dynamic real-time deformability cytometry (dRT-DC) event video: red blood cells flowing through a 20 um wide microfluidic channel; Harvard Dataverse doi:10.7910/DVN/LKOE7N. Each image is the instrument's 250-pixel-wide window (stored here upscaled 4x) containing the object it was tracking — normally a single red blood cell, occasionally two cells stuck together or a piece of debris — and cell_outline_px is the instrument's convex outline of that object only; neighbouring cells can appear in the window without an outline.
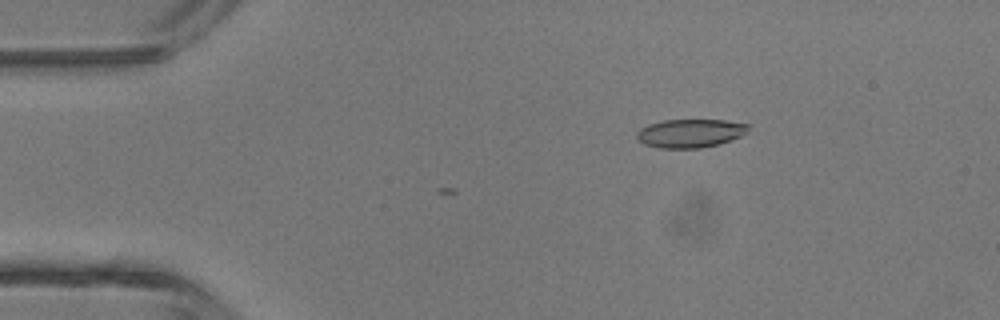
{"species": "common noctule bat (a hibernating species)", "species_latin": "Nyctalus noctula", "temperature_condition": "room temperature", "stored_images_in_passage": 7, "camera_frame_rate_fps": 3000, "um_per_image_px": 0.085, "animal": {"sex": "male", "body_mass_g": 13.3}, "frame": {"image": 1, "passage_image": 7, "time_ms": 2.0, "image_size_px": [1000, 320], "cell_outline_px": [[752, 124], [748, 132], [732, 140], [720, 144], [700, 148], [660, 148], [644, 144], [636, 140], [636, 132], [640, 128], [648, 124], [664, 120], [724, 120]], "centroid_in_image_um": [58.69, 11.32], "position_along_channel_um": 26.3, "area_um2": 18.84}}